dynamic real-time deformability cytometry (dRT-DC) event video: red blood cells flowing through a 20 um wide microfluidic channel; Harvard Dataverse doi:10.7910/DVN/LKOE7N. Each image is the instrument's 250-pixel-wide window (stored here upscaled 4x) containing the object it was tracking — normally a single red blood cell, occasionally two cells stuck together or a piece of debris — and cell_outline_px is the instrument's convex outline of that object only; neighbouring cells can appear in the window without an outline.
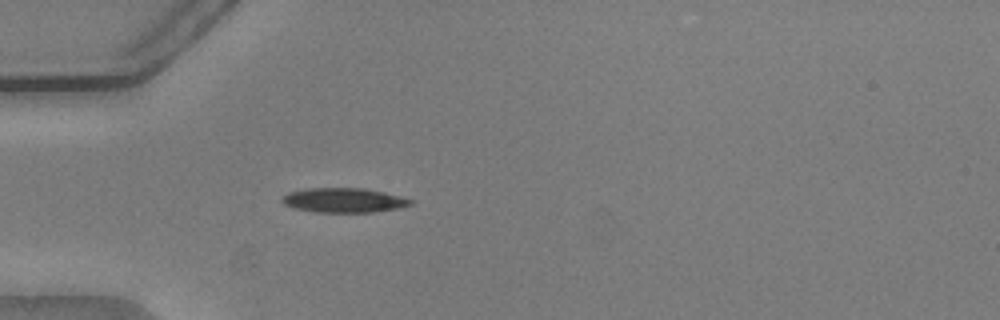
{"species": "common noctule bat (a hibernating species)", "species_latin": "Nyctalus noctula", "temperature_condition": "warm", "stored_images_in_passage": 28, "camera_frame_rate_fps": 3000, "um_per_image_px": 0.085, "animal": {"sex": "male", "body_mass_g": 20.5, "forearm_length_mm": 52.5}, "frame": {"image": 1, "passage_image": 1, "time_ms": 0.0, "image_size_px": [1000, 320], "cell_outline_px": [[412, 204], [400, 208], [372, 212], [316, 212], [296, 208], [284, 204], [280, 200], [288, 192], [308, 188], [364, 188], [384, 192], [400, 196], [412, 200]], "centroid_in_image_um": [29.23, 17.02], "position_along_channel_um": 55.8, "area_um2": 18.26}}
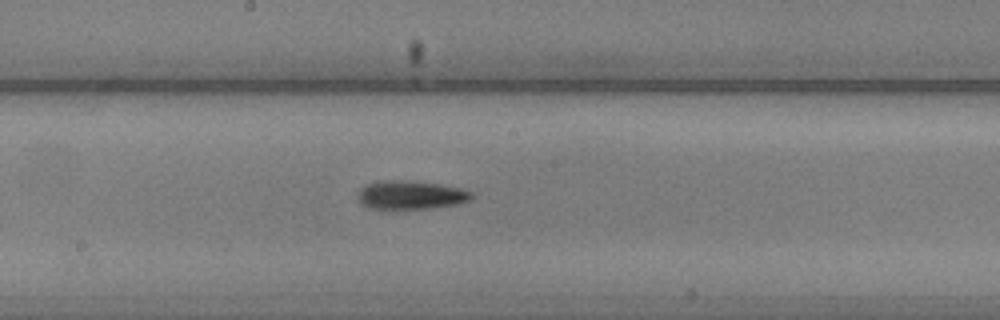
{"frame": {"image": 2, "passage_image": 14, "time_ms": 4.333, "image_size_px": [1000, 320], "cell_outline_px": [[472, 200], [460, 204], [432, 208], [392, 212], [368, 208], [360, 204], [356, 196], [360, 188], [368, 184], [388, 180], [416, 180], [440, 184], [460, 188], [472, 192]], "centroid_in_image_um": [34.88, 16.62], "position_along_channel_um": 213.3, "area_um2": 20.06}}
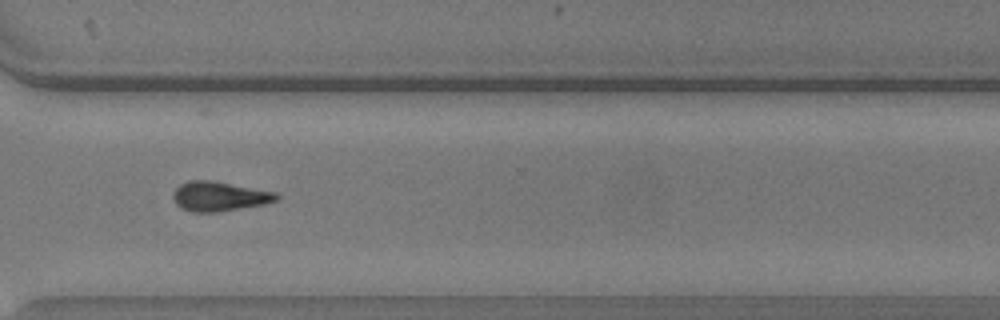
{"frame": {"image": 3, "passage_image": 25, "time_ms": 8.0, "image_size_px": [1000, 320], "cell_outline_px": [[280, 200], [264, 204], [216, 212], [192, 212], [180, 208], [176, 204], [172, 196], [172, 192], [180, 184], [188, 180], [212, 180], [276, 192], [280, 196]], "centroid_in_image_um": [18.63, 16.68], "position_along_channel_um": 352.0, "area_um2": 17.98}, "authors_computed_cell_mechanics": {"area_um2": 18.0336, "velocity_mm_per_s": 3.7989, "shape_relaxation_time_tau1_ms": 9.2296, "shape_relaxation_time_tau2_ms": null, "deformation_change_tau1": 0.2373, "deformation_change_tau2": null}}